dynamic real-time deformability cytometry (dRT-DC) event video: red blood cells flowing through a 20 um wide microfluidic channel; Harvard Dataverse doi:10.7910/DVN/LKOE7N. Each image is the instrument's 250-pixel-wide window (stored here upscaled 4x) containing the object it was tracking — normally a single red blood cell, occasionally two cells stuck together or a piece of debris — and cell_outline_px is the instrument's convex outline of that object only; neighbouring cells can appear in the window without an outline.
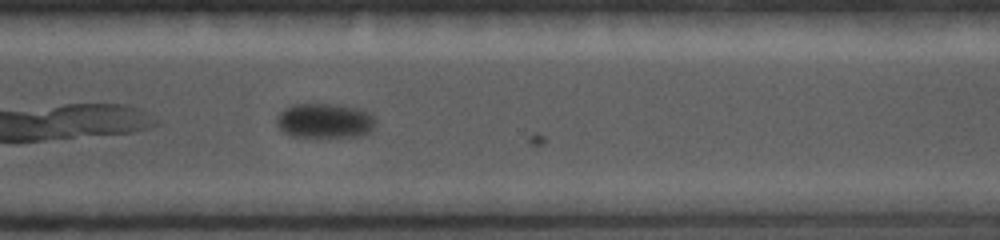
{"species": "common noctule bat (a hibernating species)", "species_latin": "Nyctalus noctula", "temperature_condition": "cold", "stored_images_in_passage": 34, "camera_frame_rate_fps": 5000, "um_per_image_px": 0.085, "animal": {"sex": "female", "body_mass_g": 19.0, "forearm_length_mm": 56.7}, "frame": {"image": 1, "passage_image": 33, "time_ms": 4.8, "image_size_px": [1000, 240], "cell_outline_px": [[376, 124], [364, 136], [292, 136], [284, 132], [276, 124], [276, 120], [280, 112], [296, 104], [332, 104], [356, 108], [368, 112], [372, 116]], "centroid_in_image_um": [27.61, 10.26], "position_along_channel_um": 343.0, "area_um2": 19.59}}